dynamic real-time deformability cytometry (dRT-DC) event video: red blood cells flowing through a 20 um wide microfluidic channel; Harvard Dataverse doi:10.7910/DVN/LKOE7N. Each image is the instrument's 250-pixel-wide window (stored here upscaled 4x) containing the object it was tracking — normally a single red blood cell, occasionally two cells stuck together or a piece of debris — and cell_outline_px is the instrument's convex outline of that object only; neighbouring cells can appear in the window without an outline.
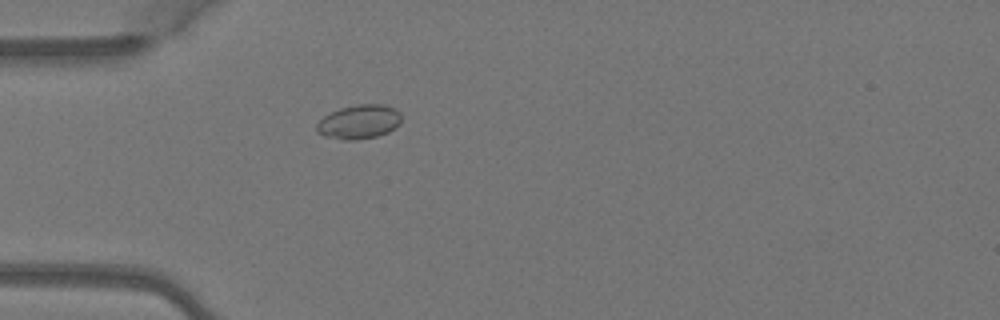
{"species": "Egyptian fruit bat (a non-hibernating species)", "species_latin": "Rousettus aegyptiacus", "temperature_condition": "warm", "stored_images_in_passage": 5, "camera_frame_rate_fps": 3000, "um_per_image_px": 0.085, "animal": {"sex": "female"}, "frame": {"image": 1, "passage_image": 5, "time_ms": 1.333, "image_size_px": [1000, 320], "cell_outline_px": [[400, 124], [388, 132], [376, 136], [356, 140], [344, 140], [324, 136], [316, 132], [316, 124], [324, 116], [340, 108], [356, 104], [384, 104], [400, 112]], "centroid_in_image_um": [30.5, 10.36], "position_along_channel_um": 54.5, "area_um2": 16.82}}